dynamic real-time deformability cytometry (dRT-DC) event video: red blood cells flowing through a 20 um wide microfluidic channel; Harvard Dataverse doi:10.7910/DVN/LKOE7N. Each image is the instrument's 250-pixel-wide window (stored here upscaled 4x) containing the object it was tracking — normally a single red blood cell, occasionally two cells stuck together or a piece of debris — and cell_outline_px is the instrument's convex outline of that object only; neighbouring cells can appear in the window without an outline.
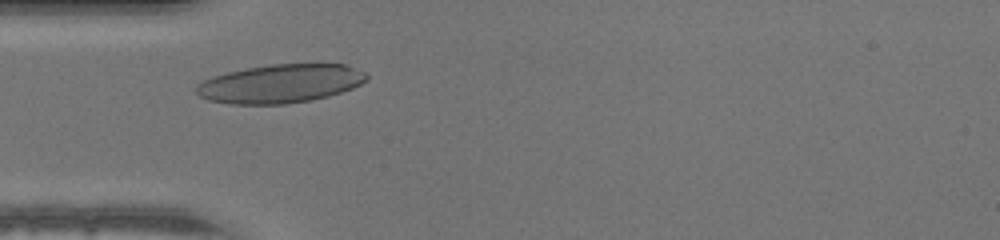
{"species": "human", "species_latin": "Homo sapiens", "temperature_condition": "warm", "stored_images_in_passage": 31, "camera_frame_rate_fps": 3000, "um_per_image_px": 0.085, "donor": {"sex": "male"}, "frame": {"image": 1, "passage_image": 6, "time_ms": 1.667, "image_size_px": [1000, 240], "cell_outline_px": [[368, 80], [352, 88], [328, 96], [312, 100], [284, 104], [232, 104], [208, 100], [200, 96], [196, 92], [196, 84], [212, 76], [228, 72], [248, 68], [272, 64], [344, 64], [364, 72], [368, 76]], "centroid_in_image_um": [23.82, 7.11], "position_along_channel_um": 61.2, "area_um2": 38.15}}
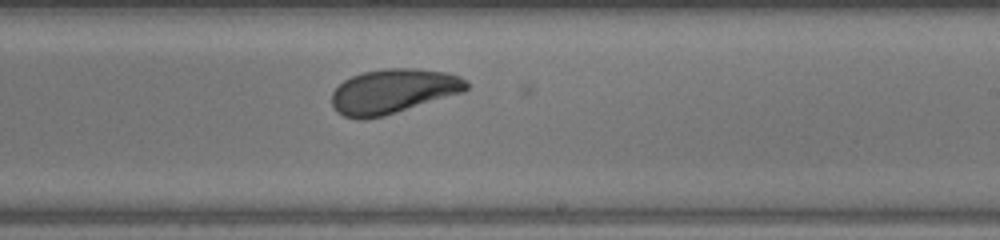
{"frame": {"image": 2, "passage_image": 20, "time_ms": 6.333, "image_size_px": [1000, 240], "cell_outline_px": [[468, 88], [464, 92], [384, 116], [364, 120], [360, 120], [344, 116], [336, 112], [332, 104], [332, 92], [344, 80], [352, 76], [364, 72], [384, 68], [416, 68], [448, 72], [460, 76], [468, 80]], "centroid_in_image_um": [33.44, 7.76], "position_along_channel_um": 255.6, "area_um2": 35.26}}
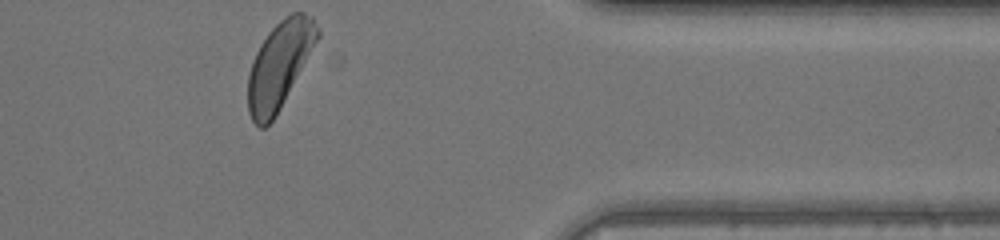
{"frame": {"image": 3, "passage_image": 31, "time_ms": 10.0, "image_size_px": [1000, 240], "cell_outline_px": [[320, 36], [276, 116], [264, 128], [260, 128], [252, 120], [248, 112], [248, 76], [252, 60], [260, 44], [268, 32], [284, 16], [292, 12], [304, 12], [312, 16], [320, 32]], "centroid_in_image_um": [23.75, 5.51], "position_along_channel_um": 387.7, "area_um2": 34.97}}